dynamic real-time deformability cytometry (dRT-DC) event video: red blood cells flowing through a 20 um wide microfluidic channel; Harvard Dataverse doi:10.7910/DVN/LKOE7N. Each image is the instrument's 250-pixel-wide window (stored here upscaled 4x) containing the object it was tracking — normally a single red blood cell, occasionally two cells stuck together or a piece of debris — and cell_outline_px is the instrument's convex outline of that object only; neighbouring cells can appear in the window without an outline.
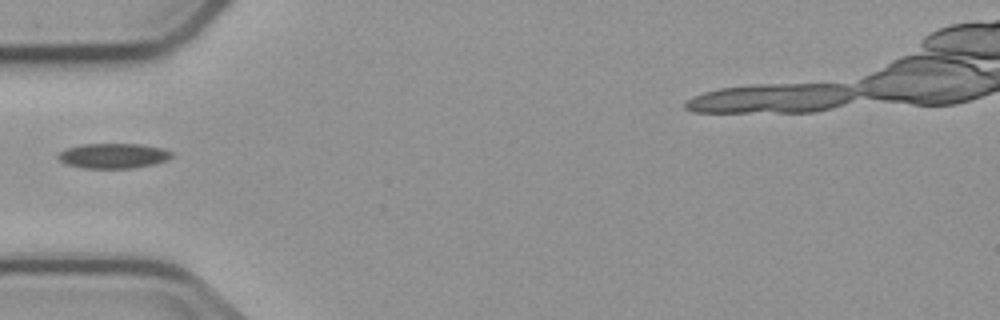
{"species": "common noctule bat (a hibernating species)", "species_latin": "Nyctalus noctula", "temperature_condition": "cold", "stored_images_in_passage": 1, "camera_frame_rate_fps": 3000, "um_per_image_px": 0.085, "animal": {"sex": "male", "body_mass_g": 23.1, "forearm_length_mm": 52.7}, "frame": {"image": 1, "passage_image": 1, "time_ms": 0.0, "image_size_px": [1000, 320], "cell_outline_px": [[172, 156], [168, 160], [152, 164], [132, 168], [84, 168], [64, 164], [56, 156], [64, 148], [80, 144], [140, 144], [164, 148], [172, 152]], "centroid_in_image_um": [9.6, 13.23], "position_along_channel_um": 75.4, "area_um2": 16.7}}